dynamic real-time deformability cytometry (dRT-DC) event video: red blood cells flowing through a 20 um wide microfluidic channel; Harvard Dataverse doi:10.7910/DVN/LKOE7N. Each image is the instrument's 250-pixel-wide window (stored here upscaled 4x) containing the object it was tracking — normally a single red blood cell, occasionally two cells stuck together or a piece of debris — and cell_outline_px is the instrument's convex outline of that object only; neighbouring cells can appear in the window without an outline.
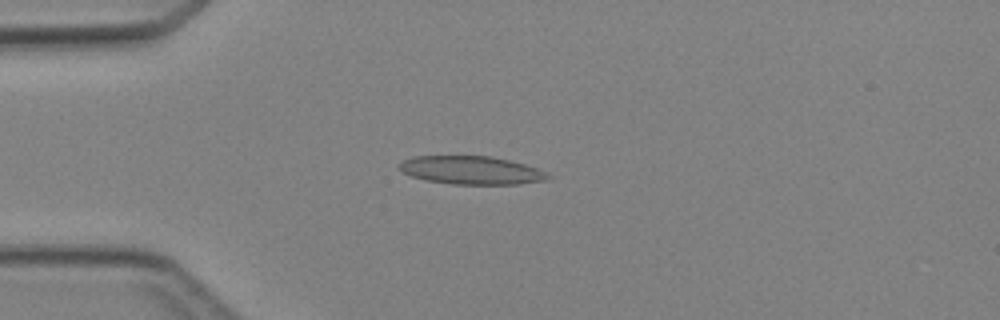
{"species": "Egyptian fruit bat (a non-hibernating species)", "species_latin": "Rousettus aegyptiacus", "temperature_condition": "cold", "stored_images_in_passage": 4, "camera_frame_rate_fps": 3000, "um_per_image_px": 0.085, "animal": {"sex": "female"}, "frame": {"image": 1, "passage_image": 3, "time_ms": 2.333, "image_size_px": [1000, 320], "cell_outline_px": [[552, 176], [548, 180], [520, 184], [452, 184], [424, 180], [412, 176], [404, 172], [400, 168], [400, 164], [404, 160], [416, 156], [488, 156], [508, 160], [524, 164], [536, 168]], "centroid_in_image_um": [40.09, 14.48], "position_along_channel_um": 44.9, "area_um2": 24.22}}